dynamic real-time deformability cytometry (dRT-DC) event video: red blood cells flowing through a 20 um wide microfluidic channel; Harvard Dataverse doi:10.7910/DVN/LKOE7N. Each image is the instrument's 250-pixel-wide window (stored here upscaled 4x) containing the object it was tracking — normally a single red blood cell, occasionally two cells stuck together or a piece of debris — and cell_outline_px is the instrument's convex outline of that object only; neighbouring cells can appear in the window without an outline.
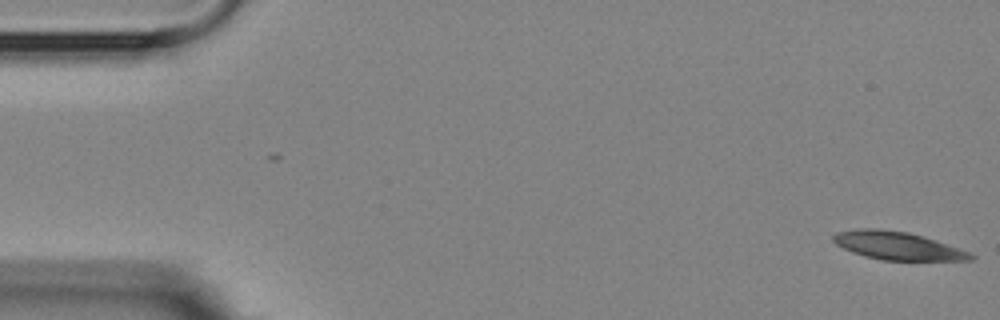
{"species": "Egyptian fruit bat (a non-hibernating species)", "species_latin": "Rousettus aegyptiacus", "temperature_condition": "room temperature", "stored_images_in_passage": 2, "camera_frame_rate_fps": 3000, "um_per_image_px": 0.085, "animal": {"sex": "female"}, "frame": {"image": 1, "passage_image": 2, "time_ms": 1.0, "image_size_px": [1000, 320], "cell_outline_px": [[976, 256], [972, 260], [880, 260], [864, 256], [852, 252], [836, 244], [832, 240], [832, 236], [836, 232], [856, 228], [880, 228], [908, 232], [924, 236], [972, 252]], "centroid_in_image_um": [76.29, 20.88], "position_along_channel_um": 8.7, "area_um2": 22.72}}